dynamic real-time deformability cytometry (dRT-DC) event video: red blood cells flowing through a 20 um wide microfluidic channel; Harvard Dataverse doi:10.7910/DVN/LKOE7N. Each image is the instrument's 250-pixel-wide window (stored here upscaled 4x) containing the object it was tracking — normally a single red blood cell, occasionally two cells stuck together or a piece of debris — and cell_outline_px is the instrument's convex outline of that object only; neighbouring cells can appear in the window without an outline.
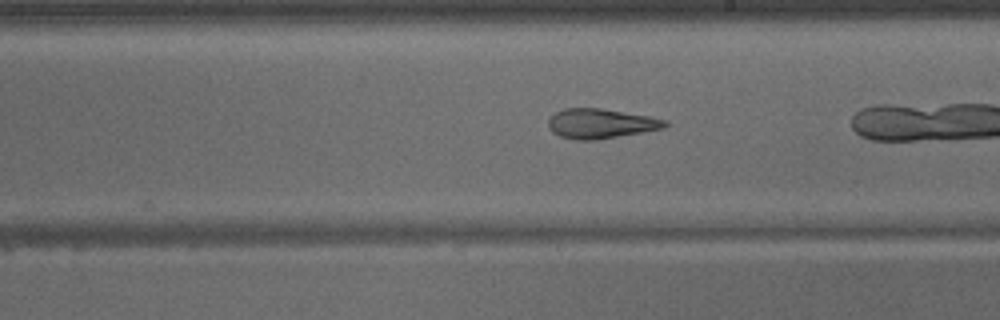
{"species": "common noctule bat (a hibernating species)", "species_latin": "Nyctalus noctula", "temperature_condition": "warm", "stored_images_in_passage": 18, "camera_frame_rate_fps": 3000, "um_per_image_px": 0.085, "animal": {"sex": "male", "body_mass_g": 15.6}, "frame": {"image": 1, "passage_image": 12, "time_ms": 3.667, "image_size_px": [1000, 320], "cell_outline_px": [[668, 124], [664, 128], [596, 140], [576, 140], [560, 136], [552, 132], [548, 128], [548, 120], [556, 112], [564, 108], [600, 108], [652, 116], [668, 120]], "centroid_in_image_um": [51.07, 10.5], "position_along_channel_um": 237.9, "area_um2": 20.29}}
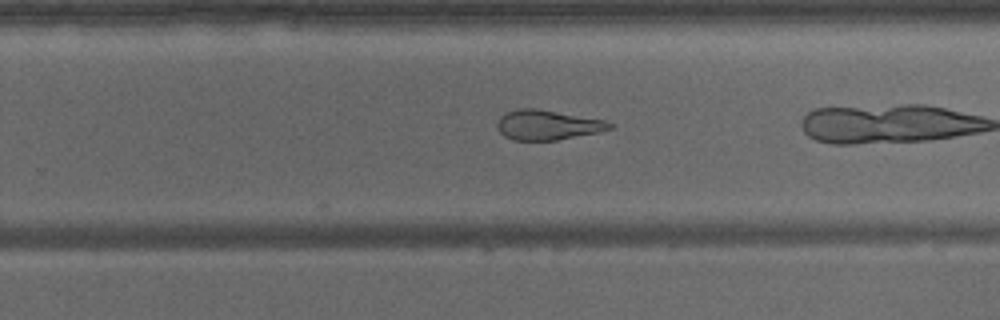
{"frame": {"image": 2, "passage_image": 15, "time_ms": 4.667, "image_size_px": [1000, 320], "cell_outline_px": [[616, 124], [612, 128], [600, 132], [556, 140], [512, 140], [504, 136], [500, 132], [496, 124], [500, 116], [504, 112], [520, 108], [536, 108], [604, 120]], "centroid_in_image_um": [46.53, 10.62], "position_along_channel_um": 283.3, "area_um2": 19.65}}